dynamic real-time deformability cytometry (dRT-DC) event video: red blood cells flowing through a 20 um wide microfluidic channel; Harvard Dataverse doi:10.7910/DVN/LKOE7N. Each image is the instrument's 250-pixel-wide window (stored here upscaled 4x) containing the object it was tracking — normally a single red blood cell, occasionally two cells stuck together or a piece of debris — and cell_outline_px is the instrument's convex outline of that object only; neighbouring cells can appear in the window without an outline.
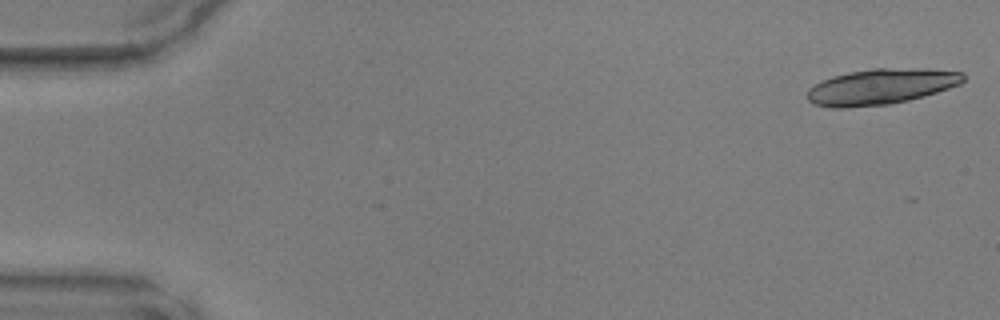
{"species": "common noctule bat (a hibernating species)", "species_latin": "Nyctalus noctula", "temperature_condition": "warm", "stored_images_in_passage": 17, "camera_frame_rate_fps": 3000, "um_per_image_px": 0.085, "animal": {"sex": "male", "body_mass_g": 17.9, "forearm_length_mm": 54.2}, "frame": {"image": 1, "passage_image": 1, "time_ms": 0.0, "image_size_px": [1000, 320], "cell_outline_px": [[964, 80], [960, 84], [924, 96], [908, 100], [888, 104], [844, 108], [832, 108], [812, 104], [808, 100], [808, 88], [832, 76], [848, 72], [872, 68], [928, 68], [964, 72]], "centroid_in_image_um": [74.89, 7.35], "position_along_channel_um": 10.1, "area_um2": 32.54}}